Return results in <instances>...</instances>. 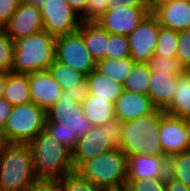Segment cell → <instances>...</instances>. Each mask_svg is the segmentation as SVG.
<instances>
[{
	"label": "cell",
	"mask_w": 190,
	"mask_h": 191,
	"mask_svg": "<svg viewBox=\"0 0 190 191\" xmlns=\"http://www.w3.org/2000/svg\"><path fill=\"white\" fill-rule=\"evenodd\" d=\"M107 11V0H87L82 22H96Z\"/></svg>",
	"instance_id": "8d00e7d4"
},
{
	"label": "cell",
	"mask_w": 190,
	"mask_h": 191,
	"mask_svg": "<svg viewBox=\"0 0 190 191\" xmlns=\"http://www.w3.org/2000/svg\"><path fill=\"white\" fill-rule=\"evenodd\" d=\"M22 0H0V29H3L13 16Z\"/></svg>",
	"instance_id": "74e56055"
},
{
	"label": "cell",
	"mask_w": 190,
	"mask_h": 191,
	"mask_svg": "<svg viewBox=\"0 0 190 191\" xmlns=\"http://www.w3.org/2000/svg\"><path fill=\"white\" fill-rule=\"evenodd\" d=\"M166 178L134 179L127 186V191H165Z\"/></svg>",
	"instance_id": "e575fe53"
},
{
	"label": "cell",
	"mask_w": 190,
	"mask_h": 191,
	"mask_svg": "<svg viewBox=\"0 0 190 191\" xmlns=\"http://www.w3.org/2000/svg\"><path fill=\"white\" fill-rule=\"evenodd\" d=\"M164 112L181 119L190 117V74L186 70L178 75L172 102Z\"/></svg>",
	"instance_id": "7402d4cb"
},
{
	"label": "cell",
	"mask_w": 190,
	"mask_h": 191,
	"mask_svg": "<svg viewBox=\"0 0 190 191\" xmlns=\"http://www.w3.org/2000/svg\"><path fill=\"white\" fill-rule=\"evenodd\" d=\"M149 13L147 6L119 5L107 10L96 22L110 34L128 36Z\"/></svg>",
	"instance_id": "8fae6325"
},
{
	"label": "cell",
	"mask_w": 190,
	"mask_h": 191,
	"mask_svg": "<svg viewBox=\"0 0 190 191\" xmlns=\"http://www.w3.org/2000/svg\"><path fill=\"white\" fill-rule=\"evenodd\" d=\"M23 1L40 8L47 0H23Z\"/></svg>",
	"instance_id": "681fc988"
},
{
	"label": "cell",
	"mask_w": 190,
	"mask_h": 191,
	"mask_svg": "<svg viewBox=\"0 0 190 191\" xmlns=\"http://www.w3.org/2000/svg\"><path fill=\"white\" fill-rule=\"evenodd\" d=\"M48 69L52 77L60 84L62 90L69 89L86 78L84 74L56 60H54Z\"/></svg>",
	"instance_id": "83f0119b"
},
{
	"label": "cell",
	"mask_w": 190,
	"mask_h": 191,
	"mask_svg": "<svg viewBox=\"0 0 190 191\" xmlns=\"http://www.w3.org/2000/svg\"><path fill=\"white\" fill-rule=\"evenodd\" d=\"M3 30L14 42L42 31L43 20L40 8L22 0Z\"/></svg>",
	"instance_id": "4fadbf2b"
},
{
	"label": "cell",
	"mask_w": 190,
	"mask_h": 191,
	"mask_svg": "<svg viewBox=\"0 0 190 191\" xmlns=\"http://www.w3.org/2000/svg\"><path fill=\"white\" fill-rule=\"evenodd\" d=\"M29 146L36 178L61 179L75 171L72 152L44 130Z\"/></svg>",
	"instance_id": "277c9868"
},
{
	"label": "cell",
	"mask_w": 190,
	"mask_h": 191,
	"mask_svg": "<svg viewBox=\"0 0 190 191\" xmlns=\"http://www.w3.org/2000/svg\"><path fill=\"white\" fill-rule=\"evenodd\" d=\"M186 71L190 74V67Z\"/></svg>",
	"instance_id": "f907efd6"
},
{
	"label": "cell",
	"mask_w": 190,
	"mask_h": 191,
	"mask_svg": "<svg viewBox=\"0 0 190 191\" xmlns=\"http://www.w3.org/2000/svg\"><path fill=\"white\" fill-rule=\"evenodd\" d=\"M167 175V156H127V184L134 179L166 178Z\"/></svg>",
	"instance_id": "2e32d148"
},
{
	"label": "cell",
	"mask_w": 190,
	"mask_h": 191,
	"mask_svg": "<svg viewBox=\"0 0 190 191\" xmlns=\"http://www.w3.org/2000/svg\"><path fill=\"white\" fill-rule=\"evenodd\" d=\"M55 60L85 76L96 68V62L85 47L83 37L78 31L56 37Z\"/></svg>",
	"instance_id": "52a82bcc"
},
{
	"label": "cell",
	"mask_w": 190,
	"mask_h": 191,
	"mask_svg": "<svg viewBox=\"0 0 190 191\" xmlns=\"http://www.w3.org/2000/svg\"><path fill=\"white\" fill-rule=\"evenodd\" d=\"M178 48V31L160 27L158 41L154 50V55L162 57H176Z\"/></svg>",
	"instance_id": "f1b7e54d"
},
{
	"label": "cell",
	"mask_w": 190,
	"mask_h": 191,
	"mask_svg": "<svg viewBox=\"0 0 190 191\" xmlns=\"http://www.w3.org/2000/svg\"><path fill=\"white\" fill-rule=\"evenodd\" d=\"M27 191H63L61 179L37 178Z\"/></svg>",
	"instance_id": "ab89813d"
},
{
	"label": "cell",
	"mask_w": 190,
	"mask_h": 191,
	"mask_svg": "<svg viewBox=\"0 0 190 191\" xmlns=\"http://www.w3.org/2000/svg\"><path fill=\"white\" fill-rule=\"evenodd\" d=\"M14 53V41L0 29V72H11Z\"/></svg>",
	"instance_id": "836d02e7"
},
{
	"label": "cell",
	"mask_w": 190,
	"mask_h": 191,
	"mask_svg": "<svg viewBox=\"0 0 190 191\" xmlns=\"http://www.w3.org/2000/svg\"><path fill=\"white\" fill-rule=\"evenodd\" d=\"M65 91L76 102L81 104L85 100V98L89 95V88L86 78L82 82L76 84L75 86L73 85L72 87L66 89Z\"/></svg>",
	"instance_id": "60d3db41"
},
{
	"label": "cell",
	"mask_w": 190,
	"mask_h": 191,
	"mask_svg": "<svg viewBox=\"0 0 190 191\" xmlns=\"http://www.w3.org/2000/svg\"><path fill=\"white\" fill-rule=\"evenodd\" d=\"M160 27L158 19L150 12L127 36L130 58L134 62L146 63L154 55Z\"/></svg>",
	"instance_id": "30bf717a"
},
{
	"label": "cell",
	"mask_w": 190,
	"mask_h": 191,
	"mask_svg": "<svg viewBox=\"0 0 190 191\" xmlns=\"http://www.w3.org/2000/svg\"><path fill=\"white\" fill-rule=\"evenodd\" d=\"M66 1L79 16H81L84 13L86 9L87 0H66Z\"/></svg>",
	"instance_id": "f6af8a7d"
},
{
	"label": "cell",
	"mask_w": 190,
	"mask_h": 191,
	"mask_svg": "<svg viewBox=\"0 0 190 191\" xmlns=\"http://www.w3.org/2000/svg\"><path fill=\"white\" fill-rule=\"evenodd\" d=\"M159 140L165 156L189 151L183 120L164 113L160 118Z\"/></svg>",
	"instance_id": "9a60e30c"
},
{
	"label": "cell",
	"mask_w": 190,
	"mask_h": 191,
	"mask_svg": "<svg viewBox=\"0 0 190 191\" xmlns=\"http://www.w3.org/2000/svg\"><path fill=\"white\" fill-rule=\"evenodd\" d=\"M177 77L167 72H151L148 96L156 108L165 110L171 104Z\"/></svg>",
	"instance_id": "d6986e66"
},
{
	"label": "cell",
	"mask_w": 190,
	"mask_h": 191,
	"mask_svg": "<svg viewBox=\"0 0 190 191\" xmlns=\"http://www.w3.org/2000/svg\"><path fill=\"white\" fill-rule=\"evenodd\" d=\"M56 37L45 30L14 42L11 72L29 74L37 69H48L55 60Z\"/></svg>",
	"instance_id": "5b68a950"
},
{
	"label": "cell",
	"mask_w": 190,
	"mask_h": 191,
	"mask_svg": "<svg viewBox=\"0 0 190 191\" xmlns=\"http://www.w3.org/2000/svg\"><path fill=\"white\" fill-rule=\"evenodd\" d=\"M176 58L185 70L190 67V29L178 31Z\"/></svg>",
	"instance_id": "d590c367"
},
{
	"label": "cell",
	"mask_w": 190,
	"mask_h": 191,
	"mask_svg": "<svg viewBox=\"0 0 190 191\" xmlns=\"http://www.w3.org/2000/svg\"><path fill=\"white\" fill-rule=\"evenodd\" d=\"M170 1L172 0H147V7L149 12H153L157 7Z\"/></svg>",
	"instance_id": "bcb514c9"
},
{
	"label": "cell",
	"mask_w": 190,
	"mask_h": 191,
	"mask_svg": "<svg viewBox=\"0 0 190 191\" xmlns=\"http://www.w3.org/2000/svg\"><path fill=\"white\" fill-rule=\"evenodd\" d=\"M27 74L9 72L7 74L3 98L16 106L31 101Z\"/></svg>",
	"instance_id": "cb8c5ba5"
},
{
	"label": "cell",
	"mask_w": 190,
	"mask_h": 191,
	"mask_svg": "<svg viewBox=\"0 0 190 191\" xmlns=\"http://www.w3.org/2000/svg\"><path fill=\"white\" fill-rule=\"evenodd\" d=\"M156 107L148 95L137 94L128 90L114 103L115 116L122 122H128L153 112Z\"/></svg>",
	"instance_id": "e0dca14e"
},
{
	"label": "cell",
	"mask_w": 190,
	"mask_h": 191,
	"mask_svg": "<svg viewBox=\"0 0 190 191\" xmlns=\"http://www.w3.org/2000/svg\"><path fill=\"white\" fill-rule=\"evenodd\" d=\"M61 182L63 191H104L81 177L76 171L61 178Z\"/></svg>",
	"instance_id": "d6a6232c"
},
{
	"label": "cell",
	"mask_w": 190,
	"mask_h": 191,
	"mask_svg": "<svg viewBox=\"0 0 190 191\" xmlns=\"http://www.w3.org/2000/svg\"><path fill=\"white\" fill-rule=\"evenodd\" d=\"M46 112L33 102L13 106L4 129L2 143L29 144L44 130Z\"/></svg>",
	"instance_id": "8992f818"
},
{
	"label": "cell",
	"mask_w": 190,
	"mask_h": 191,
	"mask_svg": "<svg viewBox=\"0 0 190 191\" xmlns=\"http://www.w3.org/2000/svg\"><path fill=\"white\" fill-rule=\"evenodd\" d=\"M93 127L84 114L46 116L44 131L72 152L76 148L78 138L85 136Z\"/></svg>",
	"instance_id": "9c48e42d"
},
{
	"label": "cell",
	"mask_w": 190,
	"mask_h": 191,
	"mask_svg": "<svg viewBox=\"0 0 190 191\" xmlns=\"http://www.w3.org/2000/svg\"><path fill=\"white\" fill-rule=\"evenodd\" d=\"M78 32L82 35L85 47L95 62L106 58L107 43L109 42L108 31L97 22H82Z\"/></svg>",
	"instance_id": "ffe728a7"
},
{
	"label": "cell",
	"mask_w": 190,
	"mask_h": 191,
	"mask_svg": "<svg viewBox=\"0 0 190 191\" xmlns=\"http://www.w3.org/2000/svg\"><path fill=\"white\" fill-rule=\"evenodd\" d=\"M150 76L151 70L148 68V65L146 63L136 62L128 74L123 87L125 90L137 94L148 95Z\"/></svg>",
	"instance_id": "484cf974"
},
{
	"label": "cell",
	"mask_w": 190,
	"mask_h": 191,
	"mask_svg": "<svg viewBox=\"0 0 190 191\" xmlns=\"http://www.w3.org/2000/svg\"><path fill=\"white\" fill-rule=\"evenodd\" d=\"M126 57H130V49L127 36L109 33L106 58L121 59Z\"/></svg>",
	"instance_id": "1f68e13d"
},
{
	"label": "cell",
	"mask_w": 190,
	"mask_h": 191,
	"mask_svg": "<svg viewBox=\"0 0 190 191\" xmlns=\"http://www.w3.org/2000/svg\"><path fill=\"white\" fill-rule=\"evenodd\" d=\"M124 122L115 118L106 122L107 137L114 148L120 147L121 132Z\"/></svg>",
	"instance_id": "f35d334b"
},
{
	"label": "cell",
	"mask_w": 190,
	"mask_h": 191,
	"mask_svg": "<svg viewBox=\"0 0 190 191\" xmlns=\"http://www.w3.org/2000/svg\"><path fill=\"white\" fill-rule=\"evenodd\" d=\"M161 27L181 31L190 29V0H172L152 12Z\"/></svg>",
	"instance_id": "ac0fdd59"
},
{
	"label": "cell",
	"mask_w": 190,
	"mask_h": 191,
	"mask_svg": "<svg viewBox=\"0 0 190 191\" xmlns=\"http://www.w3.org/2000/svg\"><path fill=\"white\" fill-rule=\"evenodd\" d=\"M106 135L105 123L94 126L85 136L78 138L76 148L72 151L74 170L88 159L95 158L99 154L114 148Z\"/></svg>",
	"instance_id": "5bb4252c"
},
{
	"label": "cell",
	"mask_w": 190,
	"mask_h": 191,
	"mask_svg": "<svg viewBox=\"0 0 190 191\" xmlns=\"http://www.w3.org/2000/svg\"><path fill=\"white\" fill-rule=\"evenodd\" d=\"M83 115L81 104L63 90L60 98L46 111V116Z\"/></svg>",
	"instance_id": "f546056e"
},
{
	"label": "cell",
	"mask_w": 190,
	"mask_h": 191,
	"mask_svg": "<svg viewBox=\"0 0 190 191\" xmlns=\"http://www.w3.org/2000/svg\"><path fill=\"white\" fill-rule=\"evenodd\" d=\"M164 113L156 108L147 115L124 122L119 148L126 156H165L159 140L160 118Z\"/></svg>",
	"instance_id": "7a4b0ae2"
},
{
	"label": "cell",
	"mask_w": 190,
	"mask_h": 191,
	"mask_svg": "<svg viewBox=\"0 0 190 191\" xmlns=\"http://www.w3.org/2000/svg\"><path fill=\"white\" fill-rule=\"evenodd\" d=\"M43 30L55 37L78 31L80 16L66 0H47L41 7Z\"/></svg>",
	"instance_id": "ba28073f"
},
{
	"label": "cell",
	"mask_w": 190,
	"mask_h": 191,
	"mask_svg": "<svg viewBox=\"0 0 190 191\" xmlns=\"http://www.w3.org/2000/svg\"><path fill=\"white\" fill-rule=\"evenodd\" d=\"M82 111L85 117L94 126H100L107 121L115 119L114 103L107 99L97 98L95 95L89 94L81 103Z\"/></svg>",
	"instance_id": "603a6c76"
},
{
	"label": "cell",
	"mask_w": 190,
	"mask_h": 191,
	"mask_svg": "<svg viewBox=\"0 0 190 191\" xmlns=\"http://www.w3.org/2000/svg\"><path fill=\"white\" fill-rule=\"evenodd\" d=\"M146 64L151 72H167L171 75H180L185 71L176 57L164 58L160 55H153Z\"/></svg>",
	"instance_id": "4dcf8cb0"
},
{
	"label": "cell",
	"mask_w": 190,
	"mask_h": 191,
	"mask_svg": "<svg viewBox=\"0 0 190 191\" xmlns=\"http://www.w3.org/2000/svg\"><path fill=\"white\" fill-rule=\"evenodd\" d=\"M29 144H0V191H27L36 180Z\"/></svg>",
	"instance_id": "6da1fadb"
},
{
	"label": "cell",
	"mask_w": 190,
	"mask_h": 191,
	"mask_svg": "<svg viewBox=\"0 0 190 191\" xmlns=\"http://www.w3.org/2000/svg\"><path fill=\"white\" fill-rule=\"evenodd\" d=\"M135 63L130 57L121 59L104 58L96 62V69L114 81L124 84Z\"/></svg>",
	"instance_id": "d4e9b609"
},
{
	"label": "cell",
	"mask_w": 190,
	"mask_h": 191,
	"mask_svg": "<svg viewBox=\"0 0 190 191\" xmlns=\"http://www.w3.org/2000/svg\"><path fill=\"white\" fill-rule=\"evenodd\" d=\"M75 171L104 191H120L127 186V156L120 148L88 159Z\"/></svg>",
	"instance_id": "3957f363"
},
{
	"label": "cell",
	"mask_w": 190,
	"mask_h": 191,
	"mask_svg": "<svg viewBox=\"0 0 190 191\" xmlns=\"http://www.w3.org/2000/svg\"><path fill=\"white\" fill-rule=\"evenodd\" d=\"M165 191H190V188L185 186L182 182L167 175L165 182Z\"/></svg>",
	"instance_id": "ee69618b"
},
{
	"label": "cell",
	"mask_w": 190,
	"mask_h": 191,
	"mask_svg": "<svg viewBox=\"0 0 190 191\" xmlns=\"http://www.w3.org/2000/svg\"><path fill=\"white\" fill-rule=\"evenodd\" d=\"M183 125L186 131V136L189 144V150H190V117L183 118Z\"/></svg>",
	"instance_id": "c3c4849f"
},
{
	"label": "cell",
	"mask_w": 190,
	"mask_h": 191,
	"mask_svg": "<svg viewBox=\"0 0 190 191\" xmlns=\"http://www.w3.org/2000/svg\"><path fill=\"white\" fill-rule=\"evenodd\" d=\"M86 81L89 94L95 95L97 98L107 99L113 103L124 91L123 84L105 76L96 68L86 76Z\"/></svg>",
	"instance_id": "44dd1931"
},
{
	"label": "cell",
	"mask_w": 190,
	"mask_h": 191,
	"mask_svg": "<svg viewBox=\"0 0 190 191\" xmlns=\"http://www.w3.org/2000/svg\"><path fill=\"white\" fill-rule=\"evenodd\" d=\"M168 175L190 188V150L168 157Z\"/></svg>",
	"instance_id": "4316f807"
},
{
	"label": "cell",
	"mask_w": 190,
	"mask_h": 191,
	"mask_svg": "<svg viewBox=\"0 0 190 191\" xmlns=\"http://www.w3.org/2000/svg\"><path fill=\"white\" fill-rule=\"evenodd\" d=\"M12 108L13 105H11L6 99L0 98V132L4 129Z\"/></svg>",
	"instance_id": "7bdbcfd3"
},
{
	"label": "cell",
	"mask_w": 190,
	"mask_h": 191,
	"mask_svg": "<svg viewBox=\"0 0 190 191\" xmlns=\"http://www.w3.org/2000/svg\"><path fill=\"white\" fill-rule=\"evenodd\" d=\"M27 75L31 102L46 112L60 98L62 87L49 73V69H37Z\"/></svg>",
	"instance_id": "7c38bea8"
},
{
	"label": "cell",
	"mask_w": 190,
	"mask_h": 191,
	"mask_svg": "<svg viewBox=\"0 0 190 191\" xmlns=\"http://www.w3.org/2000/svg\"><path fill=\"white\" fill-rule=\"evenodd\" d=\"M123 5L124 7H134V6H147L146 0H107V10L112 7H119Z\"/></svg>",
	"instance_id": "b9f144b4"
},
{
	"label": "cell",
	"mask_w": 190,
	"mask_h": 191,
	"mask_svg": "<svg viewBox=\"0 0 190 191\" xmlns=\"http://www.w3.org/2000/svg\"><path fill=\"white\" fill-rule=\"evenodd\" d=\"M7 74H8L7 72H0V98H3V92L5 89Z\"/></svg>",
	"instance_id": "7dc6e473"
}]
</instances>
